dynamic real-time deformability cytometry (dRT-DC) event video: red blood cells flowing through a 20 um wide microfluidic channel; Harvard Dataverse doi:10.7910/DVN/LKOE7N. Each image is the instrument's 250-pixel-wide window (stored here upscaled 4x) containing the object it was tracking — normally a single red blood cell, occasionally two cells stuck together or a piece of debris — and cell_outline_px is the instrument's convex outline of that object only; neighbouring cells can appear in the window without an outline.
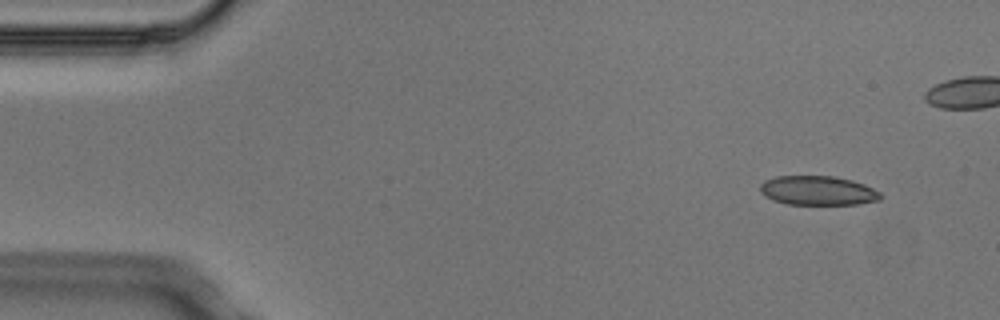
{"species": "Egyptian fruit bat (a non-hibernating species)", "species_latin": "Rousettus aegyptiacus", "temperature_condition": "cold", "stored_images_in_passage": 4, "camera_frame_rate_fps": 3000, "um_per_image_px": 0.085, "animal": {"sex": "male"}, "frame": {"image": 1, "passage_image": 1, "time_ms": 0.0, "image_size_px": [1000, 320], "cell_outline_px": [[884, 196], [880, 200], [856, 204], [788, 204], [772, 200], [764, 196], [760, 192], [760, 184], [764, 180], [776, 176], [836, 176], [852, 180], [864, 184], [880, 192]], "centroid_in_image_um": [69.51, 16.19], "position_along_channel_um": 15.5, "area_um2": 20.69}}